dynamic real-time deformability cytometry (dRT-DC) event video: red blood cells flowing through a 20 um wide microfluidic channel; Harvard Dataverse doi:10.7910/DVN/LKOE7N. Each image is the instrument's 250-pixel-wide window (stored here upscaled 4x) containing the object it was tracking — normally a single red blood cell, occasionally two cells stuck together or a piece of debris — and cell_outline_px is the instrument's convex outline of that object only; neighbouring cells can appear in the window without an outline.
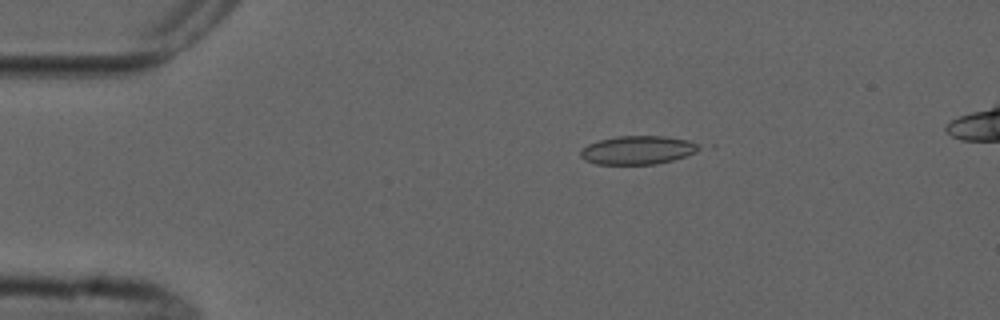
{"species": "common noctule bat (a hibernating species)", "species_latin": "Nyctalus noctula", "temperature_condition": "cold", "stored_images_in_passage": 5, "camera_frame_rate_fps": 3000, "um_per_image_px": 0.085, "animal": {"sex": "male", "forearm_length_mm": 52.5}, "frame": {"image": 1, "passage_image": 3, "time_ms": 3.0, "image_size_px": [1000, 320], "cell_outline_px": [[704, 148], [696, 152], [672, 160], [656, 164], [596, 164], [584, 160], [580, 156], [580, 152], [588, 144], [600, 140], [616, 136], [664, 136], [688, 140], [700, 144]], "centroid_in_image_um": [54.24, 12.75], "position_along_channel_um": 30.8, "area_um2": 19.71}}